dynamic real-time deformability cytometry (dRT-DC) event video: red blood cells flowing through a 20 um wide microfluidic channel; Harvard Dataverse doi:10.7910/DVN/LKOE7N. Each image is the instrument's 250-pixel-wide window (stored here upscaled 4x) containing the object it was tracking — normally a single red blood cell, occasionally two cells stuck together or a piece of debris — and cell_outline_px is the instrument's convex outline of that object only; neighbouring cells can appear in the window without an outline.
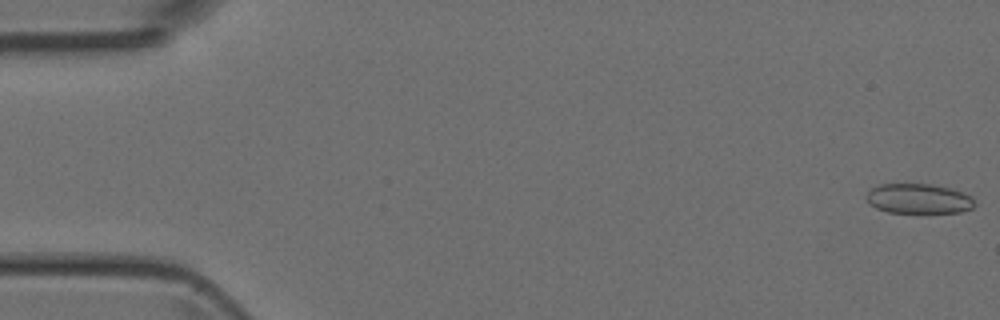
{"species": "Egyptian fruit bat (a non-hibernating species)", "species_latin": "Rousettus aegyptiacus", "temperature_condition": "room temperature", "stored_images_in_passage": 3, "camera_frame_rate_fps": 3000, "um_per_image_px": 0.085, "animal": {"sex": "female"}, "frame": {"image": 1, "passage_image": 1, "time_ms": 0.0, "image_size_px": [1000, 320], "cell_outline_px": [[976, 204], [972, 208], [960, 212], [888, 212], [876, 208], [868, 204], [864, 196], [872, 188], [880, 184], [932, 184], [964, 192], [972, 196]], "centroid_in_image_um": [78.07, 16.88], "position_along_channel_um": 6.9, "area_um2": 18.9}}